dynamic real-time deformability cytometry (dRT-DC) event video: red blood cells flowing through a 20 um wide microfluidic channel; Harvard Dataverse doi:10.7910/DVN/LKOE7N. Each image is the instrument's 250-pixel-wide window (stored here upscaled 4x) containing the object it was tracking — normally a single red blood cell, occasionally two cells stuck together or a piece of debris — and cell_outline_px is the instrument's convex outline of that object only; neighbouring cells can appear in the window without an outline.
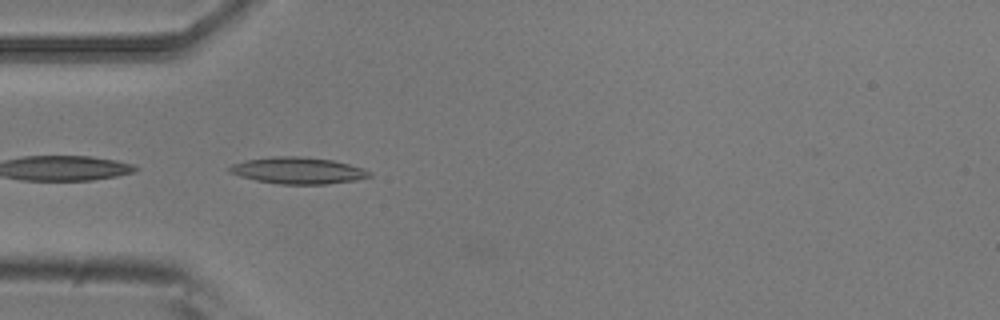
{"species": "common noctule bat (a hibernating species)", "species_latin": "Nyctalus noctula", "temperature_condition": "room temperature", "stored_images_in_passage": 6, "camera_frame_rate_fps": 3000, "um_per_image_px": 0.085, "animal": {"sex": "male", "body_mass_g": 20.5, "forearm_length_mm": 52.5}, "frame": {"image": 1, "passage_image": 5, "time_ms": 1.333, "image_size_px": [1000, 320], "cell_outline_px": [[372, 176], [356, 180], [328, 184], [280, 184], [256, 180], [240, 176], [228, 172], [228, 168], [232, 164], [244, 160], [272, 156], [300, 156], [332, 160], [364, 168], [372, 172]], "centroid_in_image_um": [25.33, 14.49], "position_along_channel_um": 59.7, "area_um2": 21.79}}